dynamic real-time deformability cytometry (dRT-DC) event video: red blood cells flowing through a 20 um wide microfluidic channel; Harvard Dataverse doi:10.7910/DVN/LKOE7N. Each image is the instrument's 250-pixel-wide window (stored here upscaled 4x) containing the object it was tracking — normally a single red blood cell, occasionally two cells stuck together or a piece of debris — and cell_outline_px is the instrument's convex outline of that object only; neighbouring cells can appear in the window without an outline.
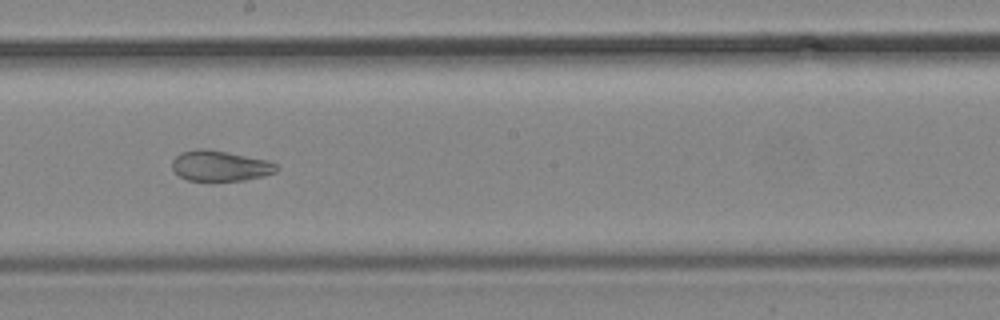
{"species": "common noctule bat (a hibernating species)", "species_latin": "Nyctalus noctula", "temperature_condition": "cold", "stored_images_in_passage": 15, "camera_frame_rate_fps": 3000, "um_per_image_px": 0.085, "animal": {"sex": "male", "body_mass_g": 19.2, "forearm_length_mm": 51.8}, "frame": {"image": 1, "passage_image": 13, "time_ms": 15.0, "image_size_px": [1000, 320], "cell_outline_px": [[280, 168], [276, 172], [264, 176], [244, 180], [188, 180], [180, 176], [172, 168], [172, 160], [180, 152], [196, 148], [204, 148], [228, 152], [268, 160], [276, 164]], "centroid_in_image_um": [18.72, 14.08], "position_along_channel_um": 229.5, "area_um2": 18.61}}